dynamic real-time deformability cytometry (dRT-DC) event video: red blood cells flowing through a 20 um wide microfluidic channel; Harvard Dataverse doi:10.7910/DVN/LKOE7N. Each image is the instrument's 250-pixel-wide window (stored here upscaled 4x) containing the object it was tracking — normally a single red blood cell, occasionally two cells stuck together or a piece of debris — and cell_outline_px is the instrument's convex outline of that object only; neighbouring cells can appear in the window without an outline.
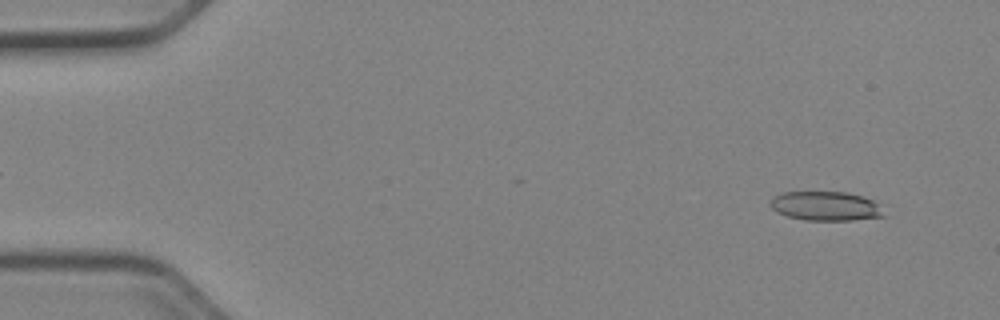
{"species": "Egyptian fruit bat (a non-hibernating species)", "species_latin": "Rousettus aegyptiacus", "temperature_condition": "cold", "stored_images_in_passage": 51, "camera_frame_rate_fps": 3000, "um_per_image_px": 0.085, "animal": {"sex": "female"}, "frame": {"image": 1, "passage_image": 4, "time_ms": 1.0, "image_size_px": [1000, 320], "cell_outline_px": [[888, 216], [852, 220], [804, 220], [788, 216], [776, 212], [768, 204], [768, 200], [772, 196], [784, 192], [848, 192], [864, 196], [880, 204]], "centroid_in_image_um": [70.2, 17.51], "position_along_channel_um": 14.8, "area_um2": 19.77}}
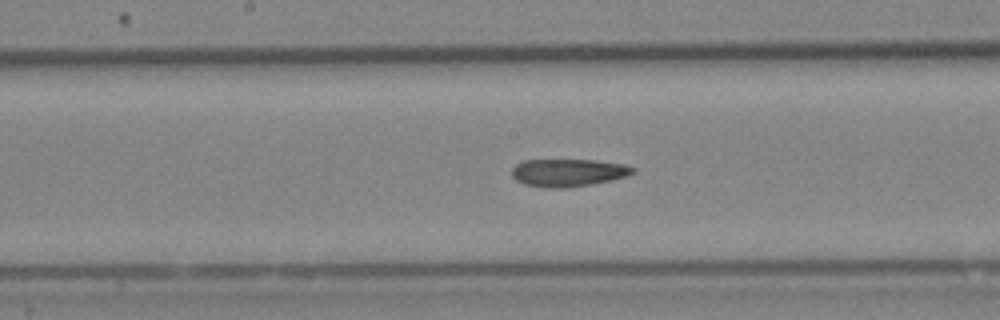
{"frame": {"image": 2, "passage_image": 27, "time_ms": 8.667, "image_size_px": [1000, 320], "cell_outline_px": [[636, 172], [628, 176], [612, 180], [592, 184], [568, 188], [544, 188], [524, 184], [516, 180], [512, 176], [512, 168], [516, 164], [524, 160], [596, 160], [624, 164], [636, 168]], "centroid_in_image_um": [48.32, 14.68], "position_along_channel_um": 199.9, "area_um2": 19.77}}
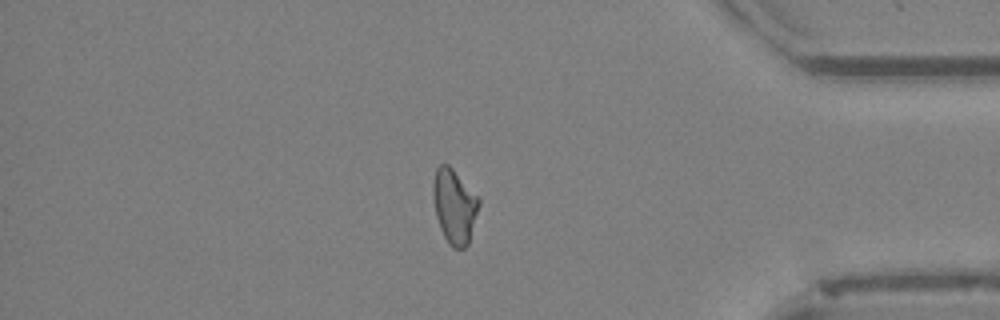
{"frame": {"image": 3, "passage_image": 44, "time_ms": 14.333, "image_size_px": [1000, 320], "cell_outline_px": [[480, 204], [468, 244], [464, 248], [452, 248], [448, 244], [440, 228], [436, 216], [432, 196], [432, 180], [436, 168], [440, 164], [448, 164], [452, 168], [480, 200]], "centroid_in_image_um": [38.59, 17.53], "position_along_channel_um": 396.6, "area_um2": 19.83}, "authors_computed_cell_mechanics": {"area_um2": 19.8832, "velocity_mm_per_s": 3.967, "shape_relaxation_time_tau1_ms": null, "shape_relaxation_time_tau2_ms": 6.2321, "deformation_change_tau1": null, "deformation_change_tau2": 0.1572}}